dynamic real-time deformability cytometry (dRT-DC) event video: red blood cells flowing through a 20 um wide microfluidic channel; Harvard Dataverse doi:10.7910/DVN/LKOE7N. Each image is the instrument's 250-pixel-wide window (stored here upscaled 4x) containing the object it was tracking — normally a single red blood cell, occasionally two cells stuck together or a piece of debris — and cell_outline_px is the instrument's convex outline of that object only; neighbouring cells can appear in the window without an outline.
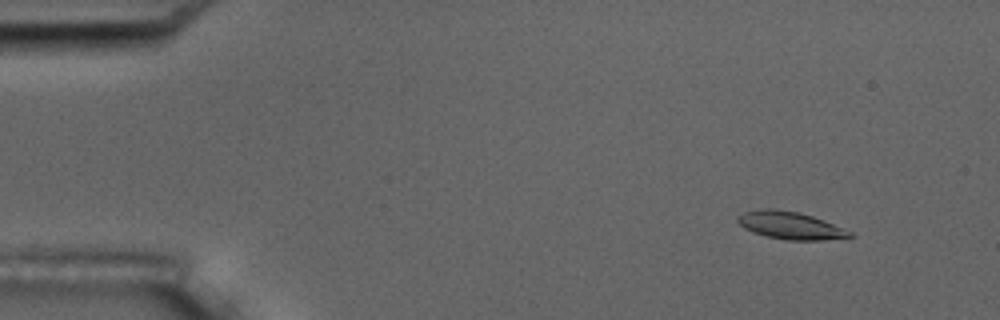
{"species": "common noctule bat (a hibernating species)", "species_latin": "Nyctalus noctula", "temperature_condition": "room temperature", "stored_images_in_passage": 5, "camera_frame_rate_fps": 3000, "um_per_image_px": 0.085, "animal": {"sex": "male", "body_mass_g": 17.5, "forearm_length_mm": 52.3}, "frame": {"image": 1, "passage_image": 2, "time_ms": 1.0, "image_size_px": [1000, 320], "cell_outline_px": [[852, 236], [820, 240], [784, 240], [752, 232], [744, 228], [736, 220], [744, 212], [768, 208], [776, 208], [796, 212], [812, 216], [824, 220], [852, 232]], "centroid_in_image_um": [67.16, 19.16], "position_along_channel_um": 17.8, "area_um2": 17.63}}